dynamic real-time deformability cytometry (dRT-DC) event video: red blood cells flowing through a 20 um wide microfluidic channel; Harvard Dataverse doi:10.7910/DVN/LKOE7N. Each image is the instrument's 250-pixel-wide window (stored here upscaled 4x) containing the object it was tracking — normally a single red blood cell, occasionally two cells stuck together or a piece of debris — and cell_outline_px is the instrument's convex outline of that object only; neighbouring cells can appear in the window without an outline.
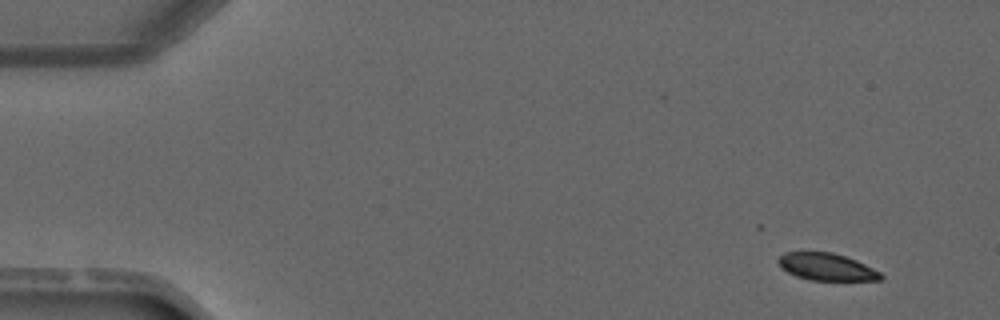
{"species": "common noctule bat (a hibernating species)", "species_latin": "Nyctalus noctula", "temperature_condition": "warm", "stored_images_in_passage": 5, "camera_frame_rate_fps": 3000, "um_per_image_px": 0.085, "animal": {"sex": "male", "forearm_length_mm": 52.5}, "frame": {"image": 1, "passage_image": 1, "time_ms": 0.0, "image_size_px": [1000, 320], "cell_outline_px": [[884, 276], [880, 280], [808, 280], [796, 276], [780, 268], [776, 260], [784, 252], [832, 252], [856, 260], [880, 272]], "centroid_in_image_um": [70.22, 22.68], "position_along_channel_um": 14.8, "area_um2": 16.24}}